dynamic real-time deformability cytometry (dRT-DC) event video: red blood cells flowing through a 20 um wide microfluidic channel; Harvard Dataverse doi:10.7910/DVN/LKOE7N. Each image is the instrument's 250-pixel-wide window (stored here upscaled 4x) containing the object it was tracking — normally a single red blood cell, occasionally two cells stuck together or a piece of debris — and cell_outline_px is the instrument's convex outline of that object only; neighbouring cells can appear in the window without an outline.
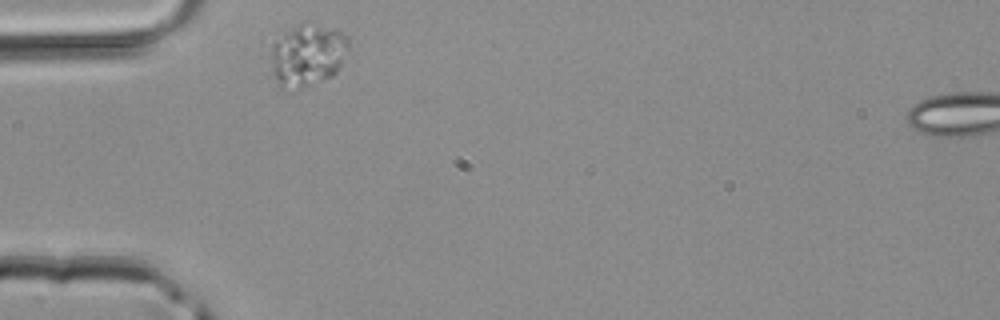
{"species": "common noctule bat (a hibernating species)", "species_latin": "Nyctalus noctula", "temperature_condition": "room temperature", "stored_images_in_passage": 2, "segment_of_instrument_passage": [1, 2], "camera_frame_rate_fps": 3000, "um_per_image_px": 0.085, "animal": {"sex": "male", "body_mass_g": 20.4}, "frame": {"image": 1, "passage_image": 1, "time_ms": 0.0, "image_size_px": [1000, 320], "cell_outline_px": [[348, 48], [336, 72], [332, 76], [324, 80], [300, 88], [280, 88], [268, 76], [272, 44], [284, 32], [300, 24], [336, 28], [348, 36]], "centroid_in_image_um": [26.06, 4.73], "position_along_channel_um": 58.9, "area_um2": 28.44}}